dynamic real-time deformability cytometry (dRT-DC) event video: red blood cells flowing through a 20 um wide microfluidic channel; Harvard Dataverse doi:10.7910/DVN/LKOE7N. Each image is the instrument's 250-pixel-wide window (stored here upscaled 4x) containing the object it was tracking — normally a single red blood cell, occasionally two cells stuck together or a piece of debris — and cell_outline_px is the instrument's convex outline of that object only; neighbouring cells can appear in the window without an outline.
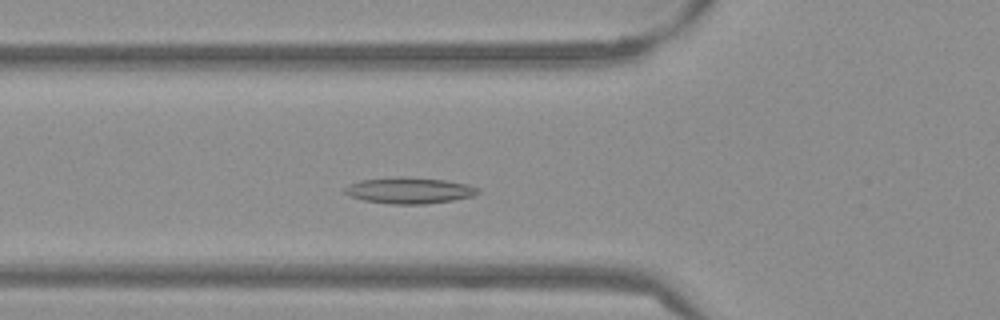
{"species": "Egyptian fruit bat (a non-hibernating species)", "species_latin": "Rousettus aegyptiacus", "temperature_condition": "warm", "stored_images_in_passage": 47, "camera_frame_rate_fps": 3000, "um_per_image_px": 0.085, "frame": {"image": 1, "passage_image": 13, "time_ms": 4.0, "image_size_px": [1000, 320], "cell_outline_px": [[480, 192], [472, 196], [452, 200], [424, 204], [392, 204], [364, 200], [348, 196], [344, 192], [344, 188], [348, 184], [360, 180], [396, 176], [400, 176], [444, 180], [468, 184], [480, 188]], "centroid_in_image_um": [34.76, 16.18], "position_along_channel_um": 91.0, "area_um2": 20.4}}
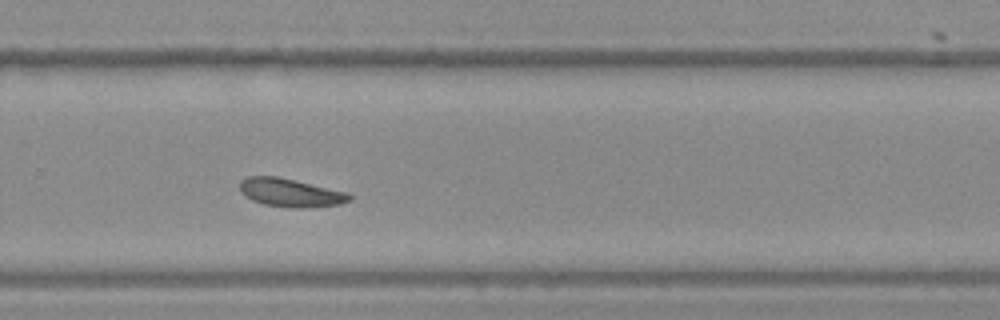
{"frame": {"image": 2, "passage_image": 30, "time_ms": 9.667, "image_size_px": [1000, 320], "cell_outline_px": [[352, 200], [340, 204], [304, 208], [288, 208], [264, 204], [252, 200], [244, 196], [240, 192], [240, 180], [248, 176], [276, 176], [348, 192], [352, 196]], "centroid_in_image_um": [24.68, 16.38], "position_along_channel_um": 305.1, "area_um2": 18.21}}
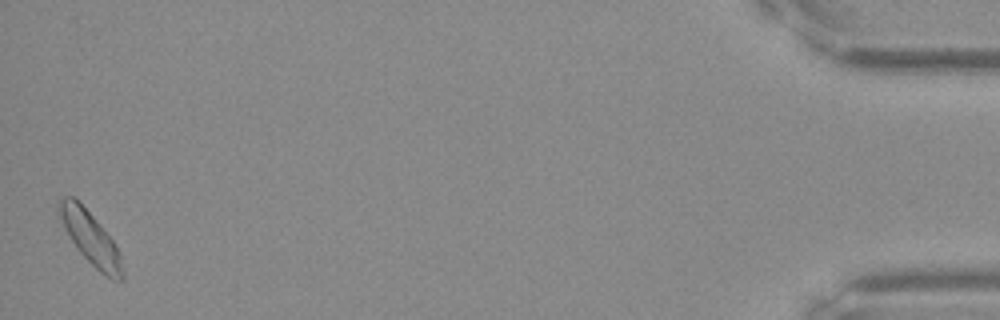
{"frame": {"image": 3, "passage_image": 47, "time_ms": 15.333, "image_size_px": [1000, 320], "cell_outline_px": [[124, 280], [112, 280], [104, 276], [76, 248], [56, 216], [56, 204], [64, 196], [72, 196], [92, 216], [116, 244], [120, 256], [124, 272]], "centroid_in_image_um": [7.65, 20.25], "position_along_channel_um": 427.5, "area_um2": 19.48}, "authors_computed_cell_mechanics": {"area_um2": 18.2648, "velocity_mm_per_s": 3.7768, "shape_relaxation_time_tau1_ms": null, "shape_relaxation_time_tau2_ms": 7.1226, "deformation_change_tau1": null, "deformation_change_tau2": 0.1494}}